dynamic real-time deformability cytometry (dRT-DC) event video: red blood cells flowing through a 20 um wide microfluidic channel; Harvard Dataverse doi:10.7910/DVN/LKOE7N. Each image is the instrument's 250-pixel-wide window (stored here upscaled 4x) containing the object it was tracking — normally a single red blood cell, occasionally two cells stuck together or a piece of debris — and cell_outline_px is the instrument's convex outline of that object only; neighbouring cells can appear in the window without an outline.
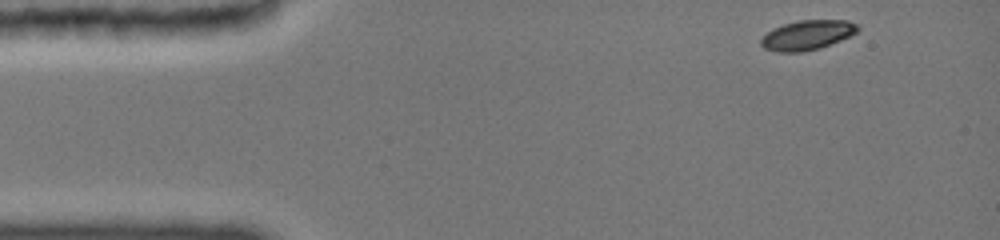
{"species": "common noctule bat (a hibernating species)", "species_latin": "Nyctalus noctula", "temperature_condition": "cold", "stored_images_in_passage": 7, "camera_frame_rate_fps": 3000, "um_per_image_px": 0.085, "animal": {"sex": "female", "body_mass_g": 19.0, "forearm_length_mm": 51.5}, "frame": {"image": 1, "passage_image": 1, "time_ms": 0.0, "image_size_px": [1000, 240], "cell_outline_px": [[860, 28], [856, 32], [840, 40], [820, 48], [800, 52], [776, 52], [764, 48], [760, 44], [760, 40], [772, 28], [784, 24], [800, 20], [848, 20], [856, 24]], "centroid_in_image_um": [68.6, 2.98], "position_along_channel_um": 16.4, "area_um2": 16.59}}
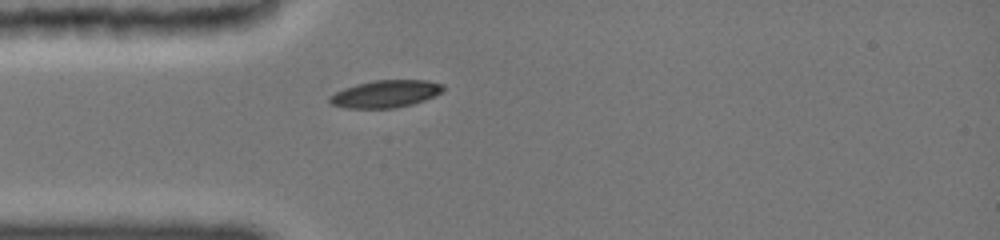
{"frame": {"image": 2, "passage_image": 5, "time_ms": 3.0, "image_size_px": [1000, 240], "cell_outline_px": [[444, 92], [424, 100], [412, 104], [392, 108], [348, 108], [332, 104], [328, 100], [328, 96], [344, 88], [356, 84], [372, 80], [428, 80], [444, 84]], "centroid_in_image_um": [32.79, 7.97], "position_along_channel_um": 52.2, "area_um2": 18.15}}
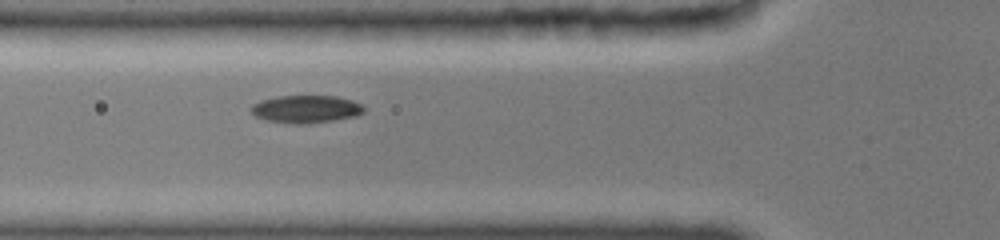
{"frame": {"image": 3, "passage_image": 7, "time_ms": 4.333, "image_size_px": [1000, 240], "cell_outline_px": [[364, 112], [352, 116], [332, 120], [300, 124], [268, 120], [256, 116], [252, 112], [252, 104], [260, 100], [276, 96], [336, 96], [352, 100], [360, 104], [364, 108]], "centroid_in_image_um": [25.99, 9.25], "position_along_channel_um": 99.8, "area_um2": 17.74}}